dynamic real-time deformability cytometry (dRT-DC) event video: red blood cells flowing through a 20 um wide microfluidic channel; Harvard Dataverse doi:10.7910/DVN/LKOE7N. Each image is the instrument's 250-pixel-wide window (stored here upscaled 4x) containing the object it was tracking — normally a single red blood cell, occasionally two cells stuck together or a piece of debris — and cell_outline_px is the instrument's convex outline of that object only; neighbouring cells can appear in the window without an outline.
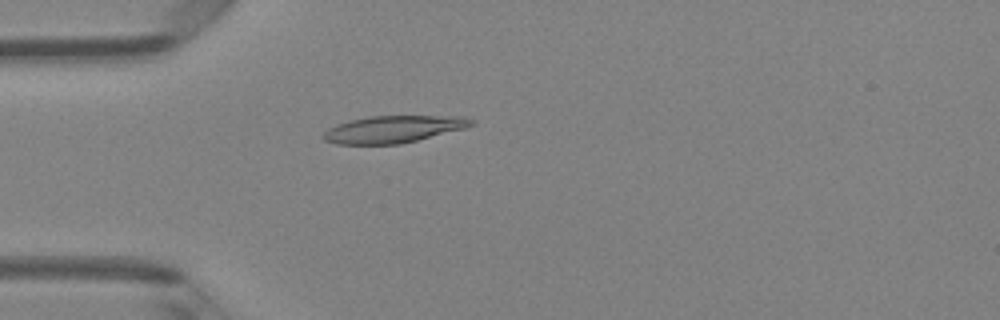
{"species": "Egyptian fruit bat (a non-hibernating species)", "species_latin": "Rousettus aegyptiacus", "temperature_condition": "room temperature", "stored_images_in_passage": 1, "camera_frame_rate_fps": 3000, "um_per_image_px": 0.085, "animal": {"sex": "female"}, "frame": {"image": 1, "passage_image": 1, "time_ms": 0.0, "image_size_px": [1000, 320], "cell_outline_px": [[476, 124], [464, 128], [400, 144], [336, 144], [324, 140], [320, 136], [328, 128], [336, 124], [368, 116], [464, 116], [476, 120]], "centroid_in_image_um": [33.43, 10.97], "position_along_channel_um": 51.6, "area_um2": 23.35}}